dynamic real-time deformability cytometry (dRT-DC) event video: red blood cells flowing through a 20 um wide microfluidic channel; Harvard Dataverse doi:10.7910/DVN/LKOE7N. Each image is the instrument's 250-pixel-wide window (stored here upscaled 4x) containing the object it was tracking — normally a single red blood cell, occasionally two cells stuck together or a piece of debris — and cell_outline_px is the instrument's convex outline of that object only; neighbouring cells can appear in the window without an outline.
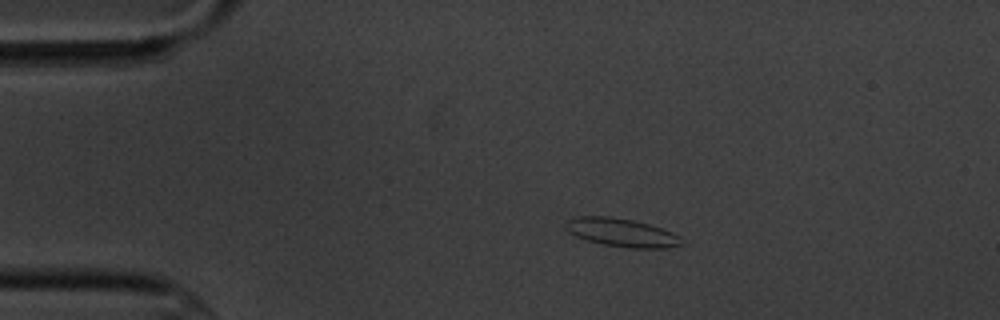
{"species": "common noctule bat (a hibernating species)", "species_latin": "Nyctalus noctula", "temperature_condition": "cold", "stored_images_in_passage": 4, "camera_frame_rate_fps": 3000, "um_per_image_px": 0.085, "animal": {"sex": "male", "body_mass_g": 20.1, "forearm_length_mm": 53.5}, "frame": {"image": 1, "passage_image": 2, "time_ms": 1.333, "image_size_px": [1000, 320], "cell_outline_px": [[684, 244], [668, 248], [628, 248], [604, 244], [588, 240], [576, 236], [568, 232], [564, 228], [564, 224], [568, 220], [576, 216], [608, 216], [632, 220], [648, 224], [672, 232], [680, 236]], "centroid_in_image_um": [52.83, 19.77], "position_along_channel_um": 32.2, "area_um2": 19.13}}
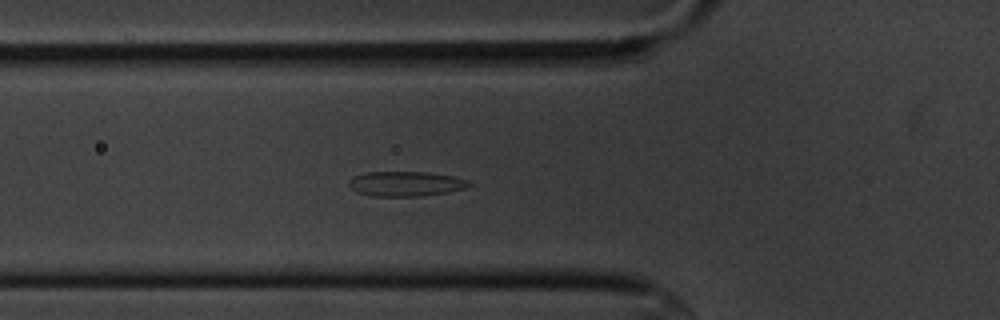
{"frame": {"image": 2, "passage_image": 4, "time_ms": 4.333, "image_size_px": [1000, 320], "cell_outline_px": [[472, 184], [468, 188], [448, 192], [424, 196], [372, 196], [356, 192], [348, 184], [348, 180], [352, 176], [364, 172], [428, 172], [452, 176], [468, 180]], "centroid_in_image_um": [34.48, 15.62], "position_along_channel_um": 91.3, "area_um2": 17.63}}